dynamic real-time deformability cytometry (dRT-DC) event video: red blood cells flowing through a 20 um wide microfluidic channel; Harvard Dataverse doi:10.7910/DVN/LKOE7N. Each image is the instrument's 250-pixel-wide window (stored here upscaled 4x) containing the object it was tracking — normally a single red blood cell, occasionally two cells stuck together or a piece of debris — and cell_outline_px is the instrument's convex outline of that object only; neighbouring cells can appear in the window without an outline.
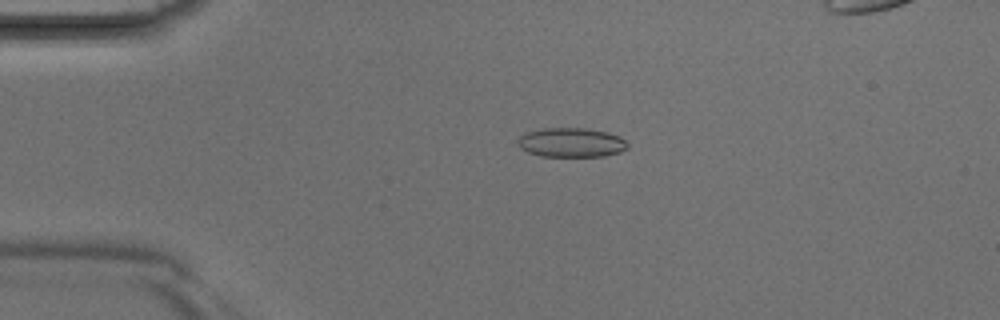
{"species": "Egyptian fruit bat (a non-hibernating species)", "species_latin": "Rousettus aegyptiacus", "temperature_condition": "room temperature", "stored_images_in_passage": 4, "camera_frame_rate_fps": 3000, "um_per_image_px": 0.085, "animal": {"sex": "male"}, "frame": {"image": 1, "passage_image": 2, "time_ms": 0.333, "image_size_px": [1000, 320], "cell_outline_px": [[628, 148], [620, 152], [604, 156], [540, 156], [528, 152], [520, 148], [520, 136], [524, 132], [544, 128], [588, 128], [608, 132], [620, 136], [628, 144]], "centroid_in_image_um": [48.59, 12.1], "position_along_channel_um": 36.4, "area_um2": 18.79}}